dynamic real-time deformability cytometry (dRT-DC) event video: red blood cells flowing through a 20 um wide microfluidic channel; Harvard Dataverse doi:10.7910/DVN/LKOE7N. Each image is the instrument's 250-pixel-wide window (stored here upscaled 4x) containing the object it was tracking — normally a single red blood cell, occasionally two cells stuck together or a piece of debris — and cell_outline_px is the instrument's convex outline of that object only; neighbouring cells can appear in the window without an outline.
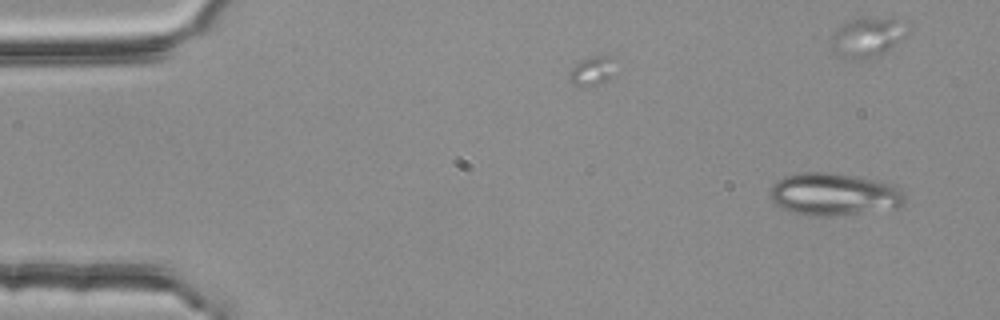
{"species": "common noctule bat (a hibernating species)", "species_latin": "Nyctalus noctula", "temperature_condition": "room temperature", "stored_images_in_passage": 2, "camera_frame_rate_fps": 3000, "um_per_image_px": 0.085, "animal": {"sex": "female", "body_mass_g": 25.1}, "frame": {"image": 1, "passage_image": 2, "time_ms": 0.333, "image_size_px": [1000, 320], "cell_outline_px": [[904, 204], [896, 208], [832, 216], [808, 216], [792, 212], [776, 204], [768, 196], [768, 192], [772, 184], [784, 176], [800, 172], [828, 172], [880, 180], [892, 184], [904, 196]], "centroid_in_image_um": [70.83, 16.51], "position_along_channel_um": 14.2, "area_um2": 33.41}}